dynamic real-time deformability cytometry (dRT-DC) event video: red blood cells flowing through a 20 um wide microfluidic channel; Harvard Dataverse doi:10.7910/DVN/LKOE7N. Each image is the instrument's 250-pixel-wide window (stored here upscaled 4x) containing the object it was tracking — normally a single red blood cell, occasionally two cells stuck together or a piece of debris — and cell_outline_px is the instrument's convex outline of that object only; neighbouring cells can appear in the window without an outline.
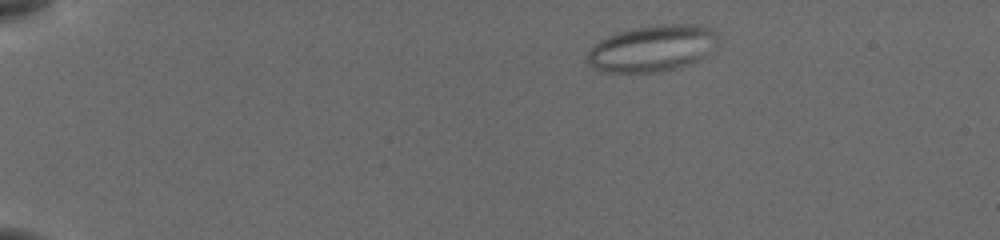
{"species": "common noctule bat (a hibernating species)", "species_latin": "Nyctalus noctula", "temperature_condition": "cold", "stored_images_in_passage": 47, "camera_frame_rate_fps": 3000, "um_per_image_px": 0.085, "animal": {"sex": "female", "body_mass_g": 19.5, "forearm_length_mm": 54.1}, "frame": {"image": 1, "passage_image": 1, "time_ms": 0.0, "image_size_px": [1000, 240], "cell_outline_px": [[716, 36], [692, 60], [684, 64], [672, 68], [652, 72], [612, 72], [596, 68], [588, 60], [588, 52], [600, 40], [608, 36], [632, 28], [660, 24], [696, 24], [712, 28], [716, 32]], "centroid_in_image_um": [55.31, 4.07], "position_along_channel_um": 29.7, "area_um2": 33.23}}
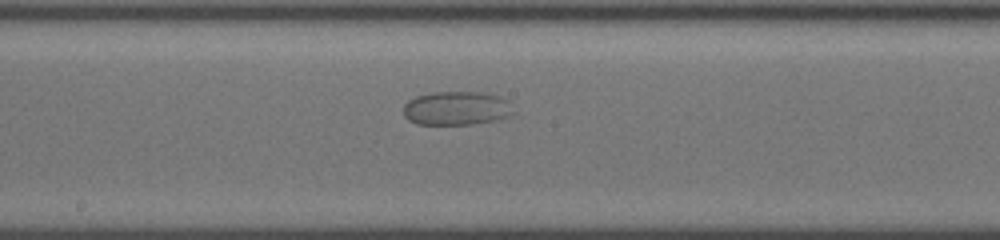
{"frame": {"image": 2, "passage_image": 23, "time_ms": 7.333, "image_size_px": [1000, 240], "cell_outline_px": [[508, 100], [504, 116], [492, 120], [472, 124], [416, 124], [408, 120], [404, 116], [404, 104], [408, 100], [416, 96], [432, 92], [488, 92], [500, 96]], "centroid_in_image_um": [38.66, 9.18], "position_along_channel_um": 209.5, "area_um2": 21.1}}
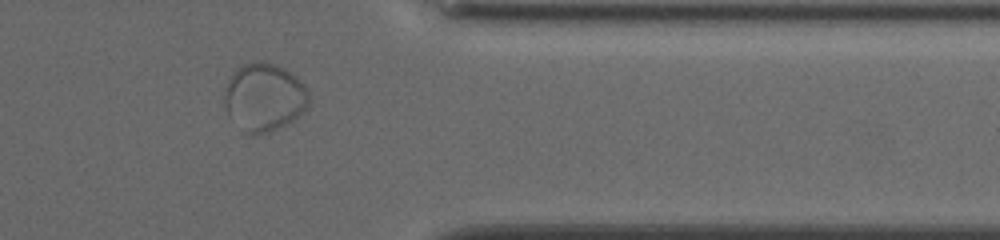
{"frame": {"image": 3, "passage_image": 38, "time_ms": 12.333, "image_size_px": [1000, 240], "cell_outline_px": [[308, 104], [292, 120], [268, 132], [256, 136], [244, 132], [228, 116], [224, 104], [224, 96], [228, 80], [232, 72], [236, 68], [244, 64], [256, 60], [260, 60], [276, 64], [284, 68], [300, 80], [304, 84], [308, 92]], "centroid_in_image_um": [22.4, 8.24], "position_along_channel_um": 389.0, "area_um2": 33.41}}